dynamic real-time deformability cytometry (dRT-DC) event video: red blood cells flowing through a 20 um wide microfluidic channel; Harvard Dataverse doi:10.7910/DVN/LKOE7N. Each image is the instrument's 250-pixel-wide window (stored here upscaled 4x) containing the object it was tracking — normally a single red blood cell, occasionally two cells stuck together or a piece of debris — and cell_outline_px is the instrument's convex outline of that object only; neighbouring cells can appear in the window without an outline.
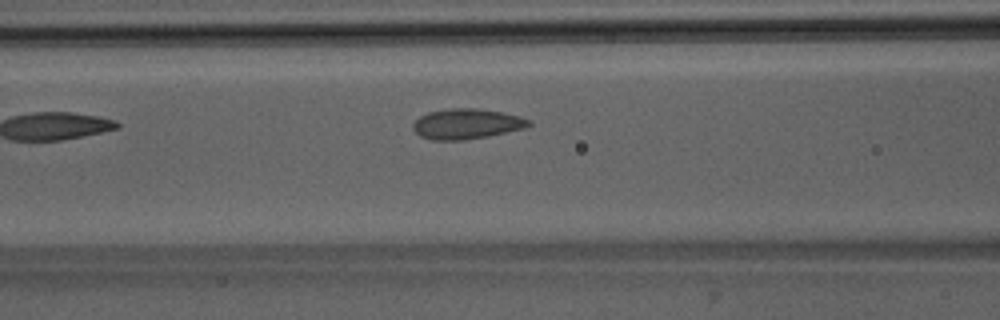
{"species": "Egyptian fruit bat (a non-hibernating species)", "species_latin": "Rousettus aegyptiacus", "temperature_condition": "room temperature", "stored_images_in_passage": 4, "camera_frame_rate_fps": 3000, "um_per_image_px": 0.085, "animal": {"sex": "male"}, "frame": {"image": 1, "passage_image": 4, "time_ms": 3.667, "image_size_px": [1000, 320], "cell_outline_px": [[532, 124], [524, 128], [488, 136], [464, 140], [432, 140], [420, 136], [412, 128], [412, 124], [420, 116], [428, 112], [452, 108], [472, 108], [500, 112], [520, 116], [528, 120]], "centroid_in_image_um": [39.63, 10.54], "position_along_channel_um": 127.0, "area_um2": 20.23}}